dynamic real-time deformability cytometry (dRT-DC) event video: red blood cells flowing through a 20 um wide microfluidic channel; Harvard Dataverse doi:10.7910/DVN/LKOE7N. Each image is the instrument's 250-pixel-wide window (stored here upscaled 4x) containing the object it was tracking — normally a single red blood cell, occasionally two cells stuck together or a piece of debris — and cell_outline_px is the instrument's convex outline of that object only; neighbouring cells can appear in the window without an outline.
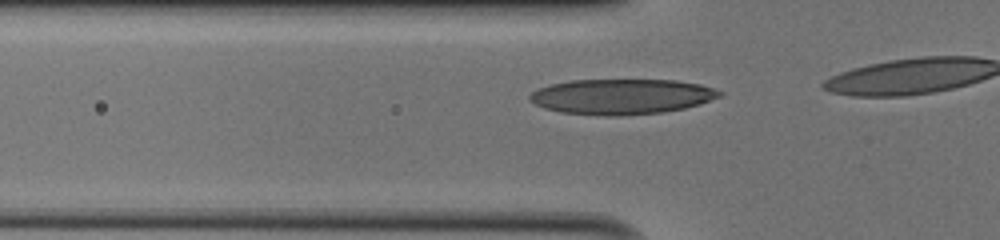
{"species": "human", "species_latin": "Homo sapiens", "temperature_condition": "cold", "stored_images_in_passage": 6, "camera_frame_rate_fps": 3000, "um_per_image_px": 0.085, "donor": {"sex": "male"}, "frame": {"image": 1, "passage_image": 3, "time_ms": 0.667, "image_size_px": [1000, 240], "cell_outline_px": [[724, 92], [720, 96], [700, 104], [684, 108], [664, 112], [620, 116], [608, 116], [560, 112], [544, 108], [528, 100], [528, 96], [532, 92], [540, 88], [552, 84], [572, 80], [676, 80], [700, 84]], "centroid_in_image_um": [52.84, 8.21], "position_along_channel_um": 73.0, "area_um2": 39.07}}